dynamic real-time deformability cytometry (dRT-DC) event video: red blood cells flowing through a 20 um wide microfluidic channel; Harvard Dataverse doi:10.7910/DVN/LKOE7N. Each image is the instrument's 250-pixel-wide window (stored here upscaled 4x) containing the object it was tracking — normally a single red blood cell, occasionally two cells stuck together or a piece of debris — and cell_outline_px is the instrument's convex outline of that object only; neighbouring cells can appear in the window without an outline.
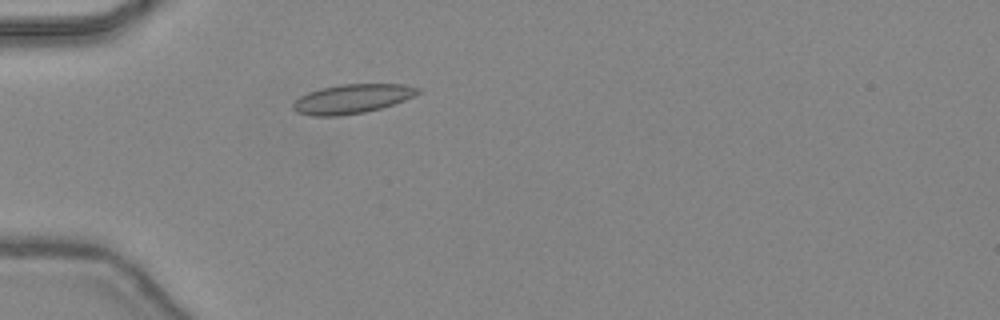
{"species": "common noctule bat (a hibernating species)", "species_latin": "Nyctalus noctula", "temperature_condition": "warm", "stored_images_in_passage": 5, "camera_frame_rate_fps": 3000, "um_per_image_px": 0.085, "animal": {"sex": "female", "body_mass_g": 24.6, "forearm_length_mm": 56.2}, "frame": {"image": 1, "passage_image": 3, "time_ms": 0.667, "image_size_px": [1000, 320], "cell_outline_px": [[420, 92], [404, 100], [380, 108], [364, 112], [336, 116], [312, 116], [296, 112], [292, 108], [292, 104], [300, 96], [308, 92], [320, 88], [340, 84], [404, 84], [420, 88]], "centroid_in_image_um": [29.89, 8.39], "position_along_channel_um": 55.1, "area_um2": 21.15}}